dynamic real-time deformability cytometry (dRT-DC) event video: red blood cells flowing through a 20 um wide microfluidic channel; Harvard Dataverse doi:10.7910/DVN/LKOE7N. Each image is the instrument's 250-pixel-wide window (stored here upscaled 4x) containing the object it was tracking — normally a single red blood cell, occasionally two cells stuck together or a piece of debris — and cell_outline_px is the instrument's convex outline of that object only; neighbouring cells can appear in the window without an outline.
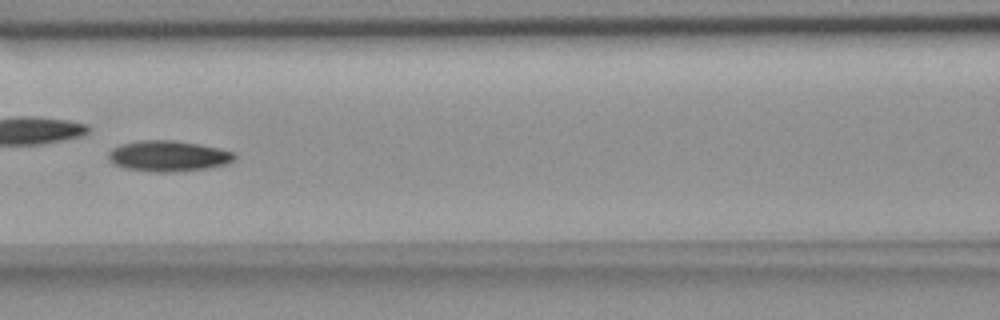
{"species": "common noctule bat (a hibernating species)", "species_latin": "Nyctalus noctula", "temperature_condition": "room temperature", "stored_images_in_passage": 16, "camera_frame_rate_fps": 3000, "um_per_image_px": 0.085, "animal": {"sex": "female", "body_mass_g": 18.4}, "frame": {"image": 1, "passage_image": 7, "time_ms": 8.0, "image_size_px": [1000, 320], "cell_outline_px": [[236, 156], [228, 164], [208, 168], [172, 172], [152, 172], [124, 168], [112, 164], [108, 160], [108, 152], [112, 148], [120, 144], [140, 140], [172, 140], [200, 144], [220, 148], [236, 152]], "centroid_in_image_um": [14.29, 13.26], "position_along_channel_um": 152.3, "area_um2": 22.95}}
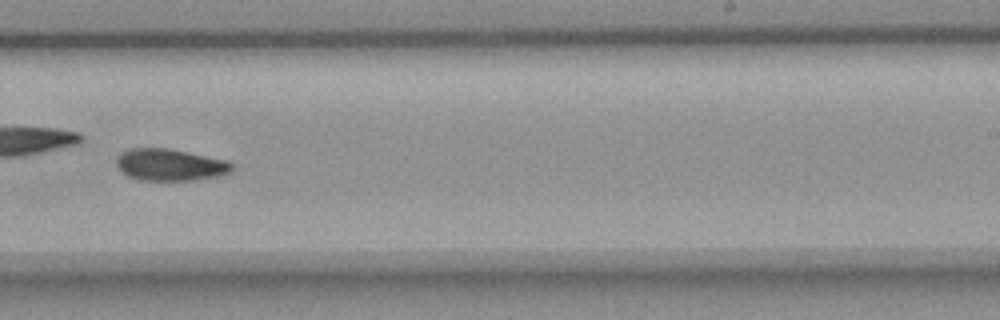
{"frame": {"image": 2, "passage_image": 10, "time_ms": 11.333, "image_size_px": [1000, 320], "cell_outline_px": [[232, 172], [220, 176], [196, 180], [140, 180], [128, 176], [116, 164], [116, 156], [120, 152], [132, 148], [168, 148], [228, 160], [232, 164]], "centroid_in_image_um": [14.48, 14.0], "position_along_channel_um": 274.5, "area_um2": 21.56}}
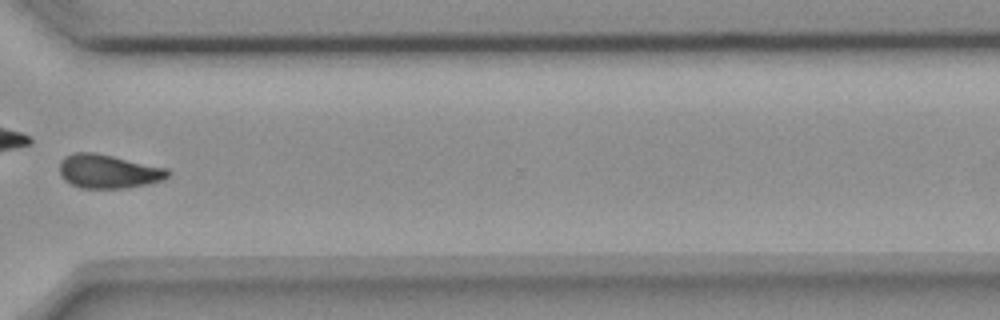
{"frame": {"image": 3, "passage_image": 12, "time_ms": 13.667, "image_size_px": [1000, 320], "cell_outline_px": [[172, 172], [164, 180], [148, 184], [128, 188], [80, 188], [64, 180], [60, 176], [60, 160], [64, 156], [72, 152], [96, 152], [168, 168]], "centroid_in_image_um": [9.22, 14.56], "position_along_channel_um": 361.4, "area_um2": 21.73}, "authors_computed_cell_mechanics": {"area_um2": 21.5016, "velocity_mm_per_s": 3.6917, "shape_relaxation_time_tau1_ms": null, "shape_relaxation_time_tau2_ms": 7.4204, "deformation_change_tau1": null, "deformation_change_tau2": 0.1205}}